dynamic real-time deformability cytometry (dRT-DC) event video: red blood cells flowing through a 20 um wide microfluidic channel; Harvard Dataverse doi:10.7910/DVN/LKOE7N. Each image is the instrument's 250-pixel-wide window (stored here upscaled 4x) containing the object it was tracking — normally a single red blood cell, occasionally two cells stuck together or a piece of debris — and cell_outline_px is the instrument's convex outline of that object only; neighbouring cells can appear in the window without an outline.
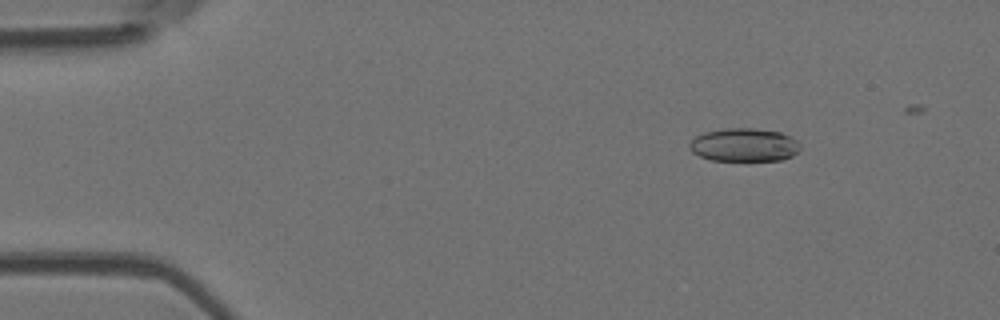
{"species": "Egyptian fruit bat (a non-hibernating species)", "species_latin": "Rousettus aegyptiacus", "temperature_condition": "room temperature", "stored_images_in_passage": 4, "camera_frame_rate_fps": 3000, "um_per_image_px": 0.085, "animal": {"sex": "female"}, "frame": {"image": 1, "passage_image": 1, "time_ms": 0.0, "image_size_px": [1000, 320], "cell_outline_px": [[800, 148], [792, 156], [784, 160], [712, 160], [700, 156], [692, 152], [688, 148], [688, 144], [696, 136], [704, 132], [724, 128], [752, 128], [780, 132], [796, 140], [800, 144]], "centroid_in_image_um": [63.23, 12.31], "position_along_channel_um": 21.8, "area_um2": 21.44}}